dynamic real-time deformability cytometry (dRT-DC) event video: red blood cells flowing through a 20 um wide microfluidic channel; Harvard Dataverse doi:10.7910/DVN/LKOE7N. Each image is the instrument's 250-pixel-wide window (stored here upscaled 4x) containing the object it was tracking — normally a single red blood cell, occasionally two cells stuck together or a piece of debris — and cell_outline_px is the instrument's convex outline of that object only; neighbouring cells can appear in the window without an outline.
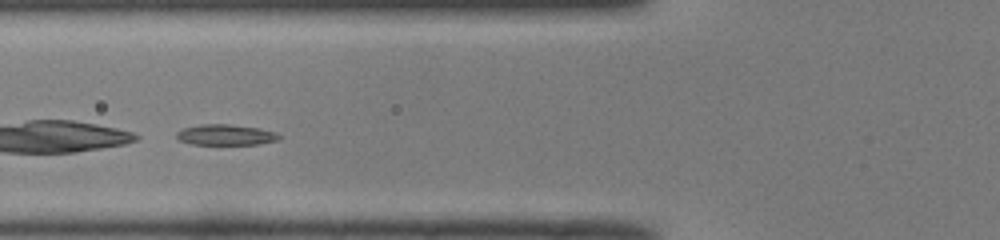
{"species": "common noctule bat (a hibernating species)", "species_latin": "Nyctalus noctula", "temperature_condition": "room temperature", "stored_images_in_passage": 28, "camera_frame_rate_fps": 3000, "um_per_image_px": 0.085, "animal": {"sex": "male", "body_mass_g": 19.0, "forearm_length_mm": 50.8}, "frame": {"image": 1, "passage_image": 9, "time_ms": 2.667, "image_size_px": [1000, 240], "cell_outline_px": [[280, 140], [260, 144], [192, 144], [180, 140], [176, 136], [176, 132], [184, 128], [200, 124], [228, 124], [256, 128], [276, 132], [280, 136]], "centroid_in_image_um": [19.19, 11.46], "position_along_channel_um": 106.6, "area_um2": 12.25}}